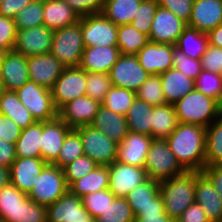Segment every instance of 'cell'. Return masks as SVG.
I'll return each mask as SVG.
<instances>
[{
  "label": "cell",
  "instance_id": "8992f818",
  "mask_svg": "<svg viewBox=\"0 0 222 222\" xmlns=\"http://www.w3.org/2000/svg\"><path fill=\"white\" fill-rule=\"evenodd\" d=\"M69 191L63 169L55 164L47 163L40 175L37 176L33 189L28 198L33 202L49 206Z\"/></svg>",
  "mask_w": 222,
  "mask_h": 222
},
{
  "label": "cell",
  "instance_id": "6da1fadb",
  "mask_svg": "<svg viewBox=\"0 0 222 222\" xmlns=\"http://www.w3.org/2000/svg\"><path fill=\"white\" fill-rule=\"evenodd\" d=\"M206 128L178 123L176 129L166 138L170 150L186 171L202 172L205 167Z\"/></svg>",
  "mask_w": 222,
  "mask_h": 222
},
{
  "label": "cell",
  "instance_id": "836d02e7",
  "mask_svg": "<svg viewBox=\"0 0 222 222\" xmlns=\"http://www.w3.org/2000/svg\"><path fill=\"white\" fill-rule=\"evenodd\" d=\"M153 106L137 97L126 114L129 132L140 133L151 137Z\"/></svg>",
  "mask_w": 222,
  "mask_h": 222
},
{
  "label": "cell",
  "instance_id": "52a82bcc",
  "mask_svg": "<svg viewBox=\"0 0 222 222\" xmlns=\"http://www.w3.org/2000/svg\"><path fill=\"white\" fill-rule=\"evenodd\" d=\"M74 130L80 135L84 155L103 166L116 161L118 143L92 125L80 126Z\"/></svg>",
  "mask_w": 222,
  "mask_h": 222
},
{
  "label": "cell",
  "instance_id": "c3c4849f",
  "mask_svg": "<svg viewBox=\"0 0 222 222\" xmlns=\"http://www.w3.org/2000/svg\"><path fill=\"white\" fill-rule=\"evenodd\" d=\"M156 0H143L140 3L133 21L130 23L137 31L149 36L155 12L158 8Z\"/></svg>",
  "mask_w": 222,
  "mask_h": 222
},
{
  "label": "cell",
  "instance_id": "f1b7e54d",
  "mask_svg": "<svg viewBox=\"0 0 222 222\" xmlns=\"http://www.w3.org/2000/svg\"><path fill=\"white\" fill-rule=\"evenodd\" d=\"M28 195L9 183L0 189V219L5 222H21L22 207Z\"/></svg>",
  "mask_w": 222,
  "mask_h": 222
},
{
  "label": "cell",
  "instance_id": "2e32d148",
  "mask_svg": "<svg viewBox=\"0 0 222 222\" xmlns=\"http://www.w3.org/2000/svg\"><path fill=\"white\" fill-rule=\"evenodd\" d=\"M29 80L52 89L65 66L51 53L27 57Z\"/></svg>",
  "mask_w": 222,
  "mask_h": 222
},
{
  "label": "cell",
  "instance_id": "d6986e66",
  "mask_svg": "<svg viewBox=\"0 0 222 222\" xmlns=\"http://www.w3.org/2000/svg\"><path fill=\"white\" fill-rule=\"evenodd\" d=\"M72 130L59 117L42 122L41 158L49 164H53L60 154L66 135Z\"/></svg>",
  "mask_w": 222,
  "mask_h": 222
},
{
  "label": "cell",
  "instance_id": "9a60e30c",
  "mask_svg": "<svg viewBox=\"0 0 222 222\" xmlns=\"http://www.w3.org/2000/svg\"><path fill=\"white\" fill-rule=\"evenodd\" d=\"M93 219L84 208L82 198L70 191L47 206V222H91Z\"/></svg>",
  "mask_w": 222,
  "mask_h": 222
},
{
  "label": "cell",
  "instance_id": "277c9868",
  "mask_svg": "<svg viewBox=\"0 0 222 222\" xmlns=\"http://www.w3.org/2000/svg\"><path fill=\"white\" fill-rule=\"evenodd\" d=\"M144 169L149 179L158 182L171 179L186 171L170 150L167 140L161 138L152 139Z\"/></svg>",
  "mask_w": 222,
  "mask_h": 222
},
{
  "label": "cell",
  "instance_id": "4dcf8cb0",
  "mask_svg": "<svg viewBox=\"0 0 222 222\" xmlns=\"http://www.w3.org/2000/svg\"><path fill=\"white\" fill-rule=\"evenodd\" d=\"M178 125L174 104L153 106L151 137L166 139Z\"/></svg>",
  "mask_w": 222,
  "mask_h": 222
},
{
  "label": "cell",
  "instance_id": "ffe728a7",
  "mask_svg": "<svg viewBox=\"0 0 222 222\" xmlns=\"http://www.w3.org/2000/svg\"><path fill=\"white\" fill-rule=\"evenodd\" d=\"M46 164L42 158L16 157L9 168L10 183L28 195Z\"/></svg>",
  "mask_w": 222,
  "mask_h": 222
},
{
  "label": "cell",
  "instance_id": "003e7915",
  "mask_svg": "<svg viewBox=\"0 0 222 222\" xmlns=\"http://www.w3.org/2000/svg\"><path fill=\"white\" fill-rule=\"evenodd\" d=\"M10 183L9 168L0 165V189Z\"/></svg>",
  "mask_w": 222,
  "mask_h": 222
},
{
  "label": "cell",
  "instance_id": "8d00e7d4",
  "mask_svg": "<svg viewBox=\"0 0 222 222\" xmlns=\"http://www.w3.org/2000/svg\"><path fill=\"white\" fill-rule=\"evenodd\" d=\"M222 164V115L206 127L205 167Z\"/></svg>",
  "mask_w": 222,
  "mask_h": 222
},
{
  "label": "cell",
  "instance_id": "f907efd6",
  "mask_svg": "<svg viewBox=\"0 0 222 222\" xmlns=\"http://www.w3.org/2000/svg\"><path fill=\"white\" fill-rule=\"evenodd\" d=\"M172 60L174 68L178 69L193 80H196L203 70L200 59L188 57L177 47L173 48Z\"/></svg>",
  "mask_w": 222,
  "mask_h": 222
},
{
  "label": "cell",
  "instance_id": "ee69618b",
  "mask_svg": "<svg viewBox=\"0 0 222 222\" xmlns=\"http://www.w3.org/2000/svg\"><path fill=\"white\" fill-rule=\"evenodd\" d=\"M134 213L126 198L116 197L112 204L96 218L97 222H132Z\"/></svg>",
  "mask_w": 222,
  "mask_h": 222
},
{
  "label": "cell",
  "instance_id": "816d5d0a",
  "mask_svg": "<svg viewBox=\"0 0 222 222\" xmlns=\"http://www.w3.org/2000/svg\"><path fill=\"white\" fill-rule=\"evenodd\" d=\"M159 7L171 11L176 17L188 23L194 0H156Z\"/></svg>",
  "mask_w": 222,
  "mask_h": 222
},
{
  "label": "cell",
  "instance_id": "681fc988",
  "mask_svg": "<svg viewBox=\"0 0 222 222\" xmlns=\"http://www.w3.org/2000/svg\"><path fill=\"white\" fill-rule=\"evenodd\" d=\"M99 165L87 155L78 157L63 168L65 180L70 186L74 181L84 177Z\"/></svg>",
  "mask_w": 222,
  "mask_h": 222
},
{
  "label": "cell",
  "instance_id": "7a4b0ae2",
  "mask_svg": "<svg viewBox=\"0 0 222 222\" xmlns=\"http://www.w3.org/2000/svg\"><path fill=\"white\" fill-rule=\"evenodd\" d=\"M195 185L196 171H185L159 182L165 213L169 217L177 220L190 205L195 203Z\"/></svg>",
  "mask_w": 222,
  "mask_h": 222
},
{
  "label": "cell",
  "instance_id": "9c48e42d",
  "mask_svg": "<svg viewBox=\"0 0 222 222\" xmlns=\"http://www.w3.org/2000/svg\"><path fill=\"white\" fill-rule=\"evenodd\" d=\"M81 31L85 47L117 46L118 26L102 13L81 17Z\"/></svg>",
  "mask_w": 222,
  "mask_h": 222
},
{
  "label": "cell",
  "instance_id": "e7e4bbea",
  "mask_svg": "<svg viewBox=\"0 0 222 222\" xmlns=\"http://www.w3.org/2000/svg\"><path fill=\"white\" fill-rule=\"evenodd\" d=\"M208 42L210 45L222 48V24L208 33Z\"/></svg>",
  "mask_w": 222,
  "mask_h": 222
},
{
  "label": "cell",
  "instance_id": "f546056e",
  "mask_svg": "<svg viewBox=\"0 0 222 222\" xmlns=\"http://www.w3.org/2000/svg\"><path fill=\"white\" fill-rule=\"evenodd\" d=\"M0 115L11 118L22 130L37 122L15 91L6 90L0 97Z\"/></svg>",
  "mask_w": 222,
  "mask_h": 222
},
{
  "label": "cell",
  "instance_id": "5b68a950",
  "mask_svg": "<svg viewBox=\"0 0 222 222\" xmlns=\"http://www.w3.org/2000/svg\"><path fill=\"white\" fill-rule=\"evenodd\" d=\"M84 49L81 17L79 22L53 32L50 53L65 67L79 66Z\"/></svg>",
  "mask_w": 222,
  "mask_h": 222
},
{
  "label": "cell",
  "instance_id": "74e56055",
  "mask_svg": "<svg viewBox=\"0 0 222 222\" xmlns=\"http://www.w3.org/2000/svg\"><path fill=\"white\" fill-rule=\"evenodd\" d=\"M149 41L148 35L137 31L131 24L118 26L117 47L121 54L136 55Z\"/></svg>",
  "mask_w": 222,
  "mask_h": 222
},
{
  "label": "cell",
  "instance_id": "44dd1931",
  "mask_svg": "<svg viewBox=\"0 0 222 222\" xmlns=\"http://www.w3.org/2000/svg\"><path fill=\"white\" fill-rule=\"evenodd\" d=\"M222 24V0H194L188 27L208 33Z\"/></svg>",
  "mask_w": 222,
  "mask_h": 222
},
{
  "label": "cell",
  "instance_id": "d4e9b609",
  "mask_svg": "<svg viewBox=\"0 0 222 222\" xmlns=\"http://www.w3.org/2000/svg\"><path fill=\"white\" fill-rule=\"evenodd\" d=\"M120 55L117 46L85 47L79 66L86 72L109 74Z\"/></svg>",
  "mask_w": 222,
  "mask_h": 222
},
{
  "label": "cell",
  "instance_id": "91938a15",
  "mask_svg": "<svg viewBox=\"0 0 222 222\" xmlns=\"http://www.w3.org/2000/svg\"><path fill=\"white\" fill-rule=\"evenodd\" d=\"M32 0H4L0 3V15L14 19Z\"/></svg>",
  "mask_w": 222,
  "mask_h": 222
},
{
  "label": "cell",
  "instance_id": "f6af8a7d",
  "mask_svg": "<svg viewBox=\"0 0 222 222\" xmlns=\"http://www.w3.org/2000/svg\"><path fill=\"white\" fill-rule=\"evenodd\" d=\"M195 88L222 105V74L202 70L195 80Z\"/></svg>",
  "mask_w": 222,
  "mask_h": 222
},
{
  "label": "cell",
  "instance_id": "d6a6232c",
  "mask_svg": "<svg viewBox=\"0 0 222 222\" xmlns=\"http://www.w3.org/2000/svg\"><path fill=\"white\" fill-rule=\"evenodd\" d=\"M143 0H104L102 14L113 24H130Z\"/></svg>",
  "mask_w": 222,
  "mask_h": 222
},
{
  "label": "cell",
  "instance_id": "603a6c76",
  "mask_svg": "<svg viewBox=\"0 0 222 222\" xmlns=\"http://www.w3.org/2000/svg\"><path fill=\"white\" fill-rule=\"evenodd\" d=\"M195 203L200 205L210 222H222V198L211 181L196 171Z\"/></svg>",
  "mask_w": 222,
  "mask_h": 222
},
{
  "label": "cell",
  "instance_id": "11a10c76",
  "mask_svg": "<svg viewBox=\"0 0 222 222\" xmlns=\"http://www.w3.org/2000/svg\"><path fill=\"white\" fill-rule=\"evenodd\" d=\"M21 222H47V207L28 199L22 207Z\"/></svg>",
  "mask_w": 222,
  "mask_h": 222
},
{
  "label": "cell",
  "instance_id": "ba28073f",
  "mask_svg": "<svg viewBox=\"0 0 222 222\" xmlns=\"http://www.w3.org/2000/svg\"><path fill=\"white\" fill-rule=\"evenodd\" d=\"M15 92L37 122L50 121L58 117L50 89L29 80Z\"/></svg>",
  "mask_w": 222,
  "mask_h": 222
},
{
  "label": "cell",
  "instance_id": "6f0895ef",
  "mask_svg": "<svg viewBox=\"0 0 222 222\" xmlns=\"http://www.w3.org/2000/svg\"><path fill=\"white\" fill-rule=\"evenodd\" d=\"M22 129L9 117L0 115V138L16 144Z\"/></svg>",
  "mask_w": 222,
  "mask_h": 222
},
{
  "label": "cell",
  "instance_id": "ac0fdd59",
  "mask_svg": "<svg viewBox=\"0 0 222 222\" xmlns=\"http://www.w3.org/2000/svg\"><path fill=\"white\" fill-rule=\"evenodd\" d=\"M175 45L148 42L136 57L139 64L150 75H160L173 67V48Z\"/></svg>",
  "mask_w": 222,
  "mask_h": 222
},
{
  "label": "cell",
  "instance_id": "8fae6325",
  "mask_svg": "<svg viewBox=\"0 0 222 222\" xmlns=\"http://www.w3.org/2000/svg\"><path fill=\"white\" fill-rule=\"evenodd\" d=\"M148 74L139 64L136 55L121 54L109 72L111 83L136 92L147 80Z\"/></svg>",
  "mask_w": 222,
  "mask_h": 222
},
{
  "label": "cell",
  "instance_id": "a7ac6f4b",
  "mask_svg": "<svg viewBox=\"0 0 222 222\" xmlns=\"http://www.w3.org/2000/svg\"><path fill=\"white\" fill-rule=\"evenodd\" d=\"M7 52H8L7 50L0 48V67L3 63L4 57H5Z\"/></svg>",
  "mask_w": 222,
  "mask_h": 222
},
{
  "label": "cell",
  "instance_id": "03108f58",
  "mask_svg": "<svg viewBox=\"0 0 222 222\" xmlns=\"http://www.w3.org/2000/svg\"><path fill=\"white\" fill-rule=\"evenodd\" d=\"M132 222H176V220L165 213L164 215L144 216L143 218L135 216Z\"/></svg>",
  "mask_w": 222,
  "mask_h": 222
},
{
  "label": "cell",
  "instance_id": "d590c367",
  "mask_svg": "<svg viewBox=\"0 0 222 222\" xmlns=\"http://www.w3.org/2000/svg\"><path fill=\"white\" fill-rule=\"evenodd\" d=\"M208 44L207 33L187 26L179 36L175 47L190 58L201 59Z\"/></svg>",
  "mask_w": 222,
  "mask_h": 222
},
{
  "label": "cell",
  "instance_id": "7bdbcfd3",
  "mask_svg": "<svg viewBox=\"0 0 222 222\" xmlns=\"http://www.w3.org/2000/svg\"><path fill=\"white\" fill-rule=\"evenodd\" d=\"M135 94L139 100L145 101L152 106L166 104L159 75H149Z\"/></svg>",
  "mask_w": 222,
  "mask_h": 222
},
{
  "label": "cell",
  "instance_id": "cb8c5ba5",
  "mask_svg": "<svg viewBox=\"0 0 222 222\" xmlns=\"http://www.w3.org/2000/svg\"><path fill=\"white\" fill-rule=\"evenodd\" d=\"M0 78L8 91H16L29 81L27 57L8 51L0 67Z\"/></svg>",
  "mask_w": 222,
  "mask_h": 222
},
{
  "label": "cell",
  "instance_id": "db71d44e",
  "mask_svg": "<svg viewBox=\"0 0 222 222\" xmlns=\"http://www.w3.org/2000/svg\"><path fill=\"white\" fill-rule=\"evenodd\" d=\"M200 60L203 70L222 74V48L208 44Z\"/></svg>",
  "mask_w": 222,
  "mask_h": 222
},
{
  "label": "cell",
  "instance_id": "60d3db41",
  "mask_svg": "<svg viewBox=\"0 0 222 222\" xmlns=\"http://www.w3.org/2000/svg\"><path fill=\"white\" fill-rule=\"evenodd\" d=\"M44 1L32 0L14 18L17 30L44 25Z\"/></svg>",
  "mask_w": 222,
  "mask_h": 222
},
{
  "label": "cell",
  "instance_id": "7402d4cb",
  "mask_svg": "<svg viewBox=\"0 0 222 222\" xmlns=\"http://www.w3.org/2000/svg\"><path fill=\"white\" fill-rule=\"evenodd\" d=\"M152 137L129 132L118 144L117 161L123 164L144 168Z\"/></svg>",
  "mask_w": 222,
  "mask_h": 222
},
{
  "label": "cell",
  "instance_id": "ab89813d",
  "mask_svg": "<svg viewBox=\"0 0 222 222\" xmlns=\"http://www.w3.org/2000/svg\"><path fill=\"white\" fill-rule=\"evenodd\" d=\"M135 98L134 91L112 85L101 105L114 113L126 116Z\"/></svg>",
  "mask_w": 222,
  "mask_h": 222
},
{
  "label": "cell",
  "instance_id": "4fadbf2b",
  "mask_svg": "<svg viewBox=\"0 0 222 222\" xmlns=\"http://www.w3.org/2000/svg\"><path fill=\"white\" fill-rule=\"evenodd\" d=\"M53 32L44 25L17 30L13 50L26 57L50 53Z\"/></svg>",
  "mask_w": 222,
  "mask_h": 222
},
{
  "label": "cell",
  "instance_id": "5bb4252c",
  "mask_svg": "<svg viewBox=\"0 0 222 222\" xmlns=\"http://www.w3.org/2000/svg\"><path fill=\"white\" fill-rule=\"evenodd\" d=\"M186 27V22L176 17L171 11L158 6L149 33V40L153 43L175 45Z\"/></svg>",
  "mask_w": 222,
  "mask_h": 222
},
{
  "label": "cell",
  "instance_id": "89a4df30",
  "mask_svg": "<svg viewBox=\"0 0 222 222\" xmlns=\"http://www.w3.org/2000/svg\"><path fill=\"white\" fill-rule=\"evenodd\" d=\"M6 91L4 83L2 82L1 78H0V97L4 94V92Z\"/></svg>",
  "mask_w": 222,
  "mask_h": 222
},
{
  "label": "cell",
  "instance_id": "bcb514c9",
  "mask_svg": "<svg viewBox=\"0 0 222 222\" xmlns=\"http://www.w3.org/2000/svg\"><path fill=\"white\" fill-rule=\"evenodd\" d=\"M111 87L109 74L86 72V95L88 97L102 103Z\"/></svg>",
  "mask_w": 222,
  "mask_h": 222
},
{
  "label": "cell",
  "instance_id": "f35d334b",
  "mask_svg": "<svg viewBox=\"0 0 222 222\" xmlns=\"http://www.w3.org/2000/svg\"><path fill=\"white\" fill-rule=\"evenodd\" d=\"M159 193V182L148 178L144 183L130 191L125 198L127 199L134 215H136L140 209H143L153 203V199Z\"/></svg>",
  "mask_w": 222,
  "mask_h": 222
},
{
  "label": "cell",
  "instance_id": "30bf717a",
  "mask_svg": "<svg viewBox=\"0 0 222 222\" xmlns=\"http://www.w3.org/2000/svg\"><path fill=\"white\" fill-rule=\"evenodd\" d=\"M51 91L57 110L75 98L86 95V71L80 66L65 67Z\"/></svg>",
  "mask_w": 222,
  "mask_h": 222
},
{
  "label": "cell",
  "instance_id": "7c38bea8",
  "mask_svg": "<svg viewBox=\"0 0 222 222\" xmlns=\"http://www.w3.org/2000/svg\"><path fill=\"white\" fill-rule=\"evenodd\" d=\"M109 190L115 197L125 198L135 187L144 183L148 176L144 168L114 161L108 165Z\"/></svg>",
  "mask_w": 222,
  "mask_h": 222
},
{
  "label": "cell",
  "instance_id": "6125c7cd",
  "mask_svg": "<svg viewBox=\"0 0 222 222\" xmlns=\"http://www.w3.org/2000/svg\"><path fill=\"white\" fill-rule=\"evenodd\" d=\"M15 159V144L0 138V165L10 168Z\"/></svg>",
  "mask_w": 222,
  "mask_h": 222
},
{
  "label": "cell",
  "instance_id": "f5cc1de1",
  "mask_svg": "<svg viewBox=\"0 0 222 222\" xmlns=\"http://www.w3.org/2000/svg\"><path fill=\"white\" fill-rule=\"evenodd\" d=\"M16 32L14 19L0 15V48L7 51L13 50Z\"/></svg>",
  "mask_w": 222,
  "mask_h": 222
},
{
  "label": "cell",
  "instance_id": "680465c9",
  "mask_svg": "<svg viewBox=\"0 0 222 222\" xmlns=\"http://www.w3.org/2000/svg\"><path fill=\"white\" fill-rule=\"evenodd\" d=\"M176 222H210L202 207L196 203L190 205Z\"/></svg>",
  "mask_w": 222,
  "mask_h": 222
},
{
  "label": "cell",
  "instance_id": "e575fe53",
  "mask_svg": "<svg viewBox=\"0 0 222 222\" xmlns=\"http://www.w3.org/2000/svg\"><path fill=\"white\" fill-rule=\"evenodd\" d=\"M42 122H35L21 131L16 141V157L41 158Z\"/></svg>",
  "mask_w": 222,
  "mask_h": 222
},
{
  "label": "cell",
  "instance_id": "3957f363",
  "mask_svg": "<svg viewBox=\"0 0 222 222\" xmlns=\"http://www.w3.org/2000/svg\"><path fill=\"white\" fill-rule=\"evenodd\" d=\"M178 123L208 127L222 115V105L194 88L174 103Z\"/></svg>",
  "mask_w": 222,
  "mask_h": 222
},
{
  "label": "cell",
  "instance_id": "b9f144b4",
  "mask_svg": "<svg viewBox=\"0 0 222 222\" xmlns=\"http://www.w3.org/2000/svg\"><path fill=\"white\" fill-rule=\"evenodd\" d=\"M84 155L80 135L72 129L65 137L58 159L53 163L63 169L78 157Z\"/></svg>",
  "mask_w": 222,
  "mask_h": 222
},
{
  "label": "cell",
  "instance_id": "83f0119b",
  "mask_svg": "<svg viewBox=\"0 0 222 222\" xmlns=\"http://www.w3.org/2000/svg\"><path fill=\"white\" fill-rule=\"evenodd\" d=\"M44 26L55 31L79 22L80 17L63 0L44 1Z\"/></svg>",
  "mask_w": 222,
  "mask_h": 222
},
{
  "label": "cell",
  "instance_id": "484cf974",
  "mask_svg": "<svg viewBox=\"0 0 222 222\" xmlns=\"http://www.w3.org/2000/svg\"><path fill=\"white\" fill-rule=\"evenodd\" d=\"M159 76L166 103H176L195 88V80L174 67Z\"/></svg>",
  "mask_w": 222,
  "mask_h": 222
},
{
  "label": "cell",
  "instance_id": "1f68e13d",
  "mask_svg": "<svg viewBox=\"0 0 222 222\" xmlns=\"http://www.w3.org/2000/svg\"><path fill=\"white\" fill-rule=\"evenodd\" d=\"M109 188V169L108 166L99 165L96 169L84 177L74 181L69 186V191L83 197L87 194L94 193Z\"/></svg>",
  "mask_w": 222,
  "mask_h": 222
},
{
  "label": "cell",
  "instance_id": "7dc6e473",
  "mask_svg": "<svg viewBox=\"0 0 222 222\" xmlns=\"http://www.w3.org/2000/svg\"><path fill=\"white\" fill-rule=\"evenodd\" d=\"M115 198V195L109 189H104L83 196L82 202L84 208L96 219L106 210L109 204H112Z\"/></svg>",
  "mask_w": 222,
  "mask_h": 222
},
{
  "label": "cell",
  "instance_id": "4316f807",
  "mask_svg": "<svg viewBox=\"0 0 222 222\" xmlns=\"http://www.w3.org/2000/svg\"><path fill=\"white\" fill-rule=\"evenodd\" d=\"M111 140L120 144L129 133L126 117L100 106L91 124Z\"/></svg>",
  "mask_w": 222,
  "mask_h": 222
},
{
  "label": "cell",
  "instance_id": "94428289",
  "mask_svg": "<svg viewBox=\"0 0 222 222\" xmlns=\"http://www.w3.org/2000/svg\"><path fill=\"white\" fill-rule=\"evenodd\" d=\"M202 173L211 181L216 192L222 198V164L204 167Z\"/></svg>",
  "mask_w": 222,
  "mask_h": 222
},
{
  "label": "cell",
  "instance_id": "e0dca14e",
  "mask_svg": "<svg viewBox=\"0 0 222 222\" xmlns=\"http://www.w3.org/2000/svg\"><path fill=\"white\" fill-rule=\"evenodd\" d=\"M100 106L99 101L84 95L63 105L58 110V117L72 129L91 125Z\"/></svg>",
  "mask_w": 222,
  "mask_h": 222
},
{
  "label": "cell",
  "instance_id": "be15d7a7",
  "mask_svg": "<svg viewBox=\"0 0 222 222\" xmlns=\"http://www.w3.org/2000/svg\"><path fill=\"white\" fill-rule=\"evenodd\" d=\"M164 214H165L164 203L159 193L153 199V203L149 204L147 207L143 209H140V211L135 216L139 218H143L144 216L164 215Z\"/></svg>",
  "mask_w": 222,
  "mask_h": 222
},
{
  "label": "cell",
  "instance_id": "9f6ffc18",
  "mask_svg": "<svg viewBox=\"0 0 222 222\" xmlns=\"http://www.w3.org/2000/svg\"><path fill=\"white\" fill-rule=\"evenodd\" d=\"M79 17L101 13L104 0H63Z\"/></svg>",
  "mask_w": 222,
  "mask_h": 222
}]
</instances>
